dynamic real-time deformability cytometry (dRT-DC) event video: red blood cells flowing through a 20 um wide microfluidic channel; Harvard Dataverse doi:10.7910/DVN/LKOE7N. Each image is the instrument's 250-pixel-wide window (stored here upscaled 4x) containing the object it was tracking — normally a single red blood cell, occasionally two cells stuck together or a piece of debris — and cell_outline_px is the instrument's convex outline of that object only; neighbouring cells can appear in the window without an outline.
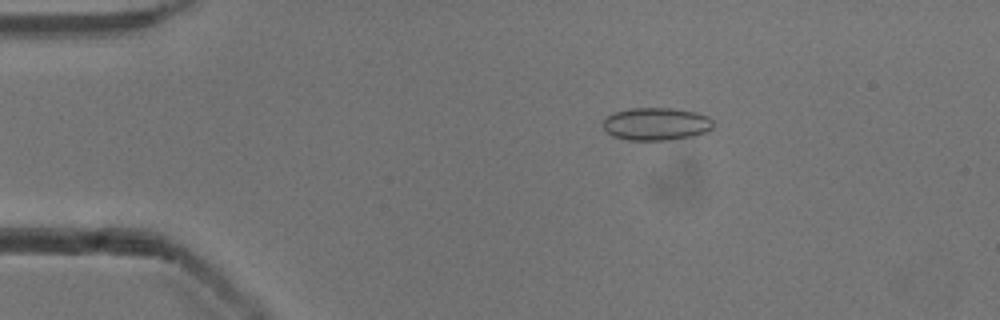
{"species": "common noctule bat (a hibernating species)", "species_latin": "Nyctalus noctula", "temperature_condition": "cold", "stored_images_in_passage": 52, "camera_frame_rate_fps": 3000, "um_per_image_px": 0.085, "animal": {"sex": "male", "body_mass_g": 13.3}, "frame": {"image": 1, "passage_image": 10, "time_ms": 3.0, "image_size_px": [1000, 320], "cell_outline_px": [[712, 128], [708, 132], [692, 136], [672, 140], [628, 140], [612, 136], [604, 128], [604, 120], [612, 112], [628, 108], [672, 108], [696, 112], [708, 116], [712, 120]], "centroid_in_image_um": [55.79, 10.53], "position_along_channel_um": 29.2, "area_um2": 21.15}}
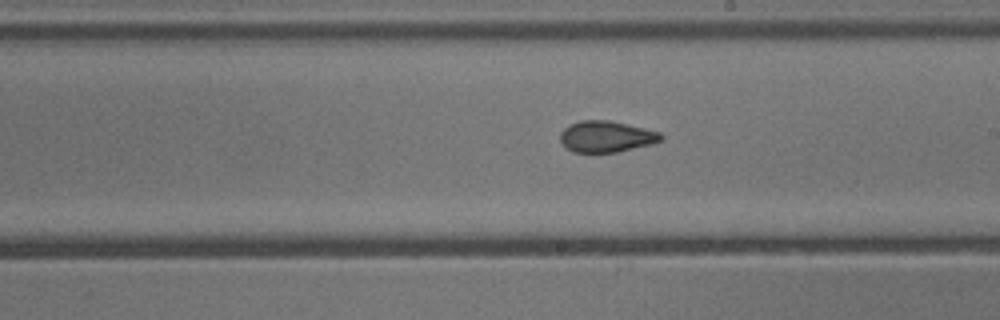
{"frame": {"image": 2, "passage_image": 30, "time_ms": 9.667, "image_size_px": [1000, 320], "cell_outline_px": [[664, 140], [652, 144], [616, 152], [572, 152], [560, 140], [560, 132], [568, 124], [580, 120], [608, 120], [644, 128], [660, 132], [664, 136]], "centroid_in_image_um": [51.54, 11.6], "position_along_channel_um": 237.5, "area_um2": 18.38}}
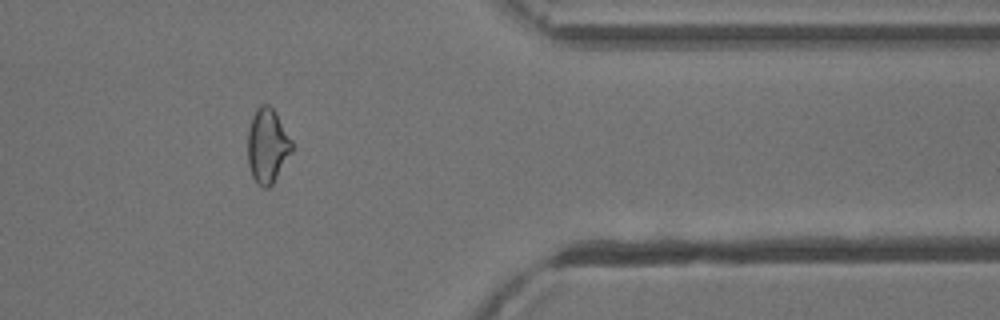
{"frame": {"image": 3, "passage_image": 43, "time_ms": 14.0, "image_size_px": [1000, 320], "cell_outline_px": [[292, 152], [272, 184], [268, 188], [264, 188], [252, 176], [248, 164], [248, 128], [252, 116], [256, 108], [260, 104], [268, 104], [276, 112], [292, 140]], "centroid_in_image_um": [22.73, 12.35], "position_along_channel_um": 388.7, "area_um2": 19.13}, "authors_computed_cell_mechanics": {"area_um2": 19.363, "velocity_mm_per_s": 3.9418, "shape_relaxation_time_tau1_ms": null, "shape_relaxation_time_tau2_ms": 1.7167, "deformation_change_tau1": null, "deformation_change_tau2": 0.0698}}